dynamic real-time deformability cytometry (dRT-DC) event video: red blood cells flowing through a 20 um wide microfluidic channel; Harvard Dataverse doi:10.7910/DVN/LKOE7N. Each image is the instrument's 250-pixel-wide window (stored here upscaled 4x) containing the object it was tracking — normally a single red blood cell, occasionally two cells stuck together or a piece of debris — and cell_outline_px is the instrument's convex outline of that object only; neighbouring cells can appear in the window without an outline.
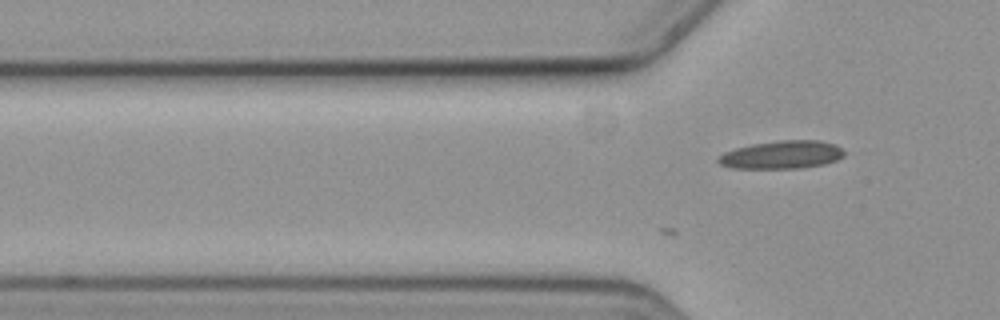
{"species": "common noctule bat (a hibernating species)", "species_latin": "Nyctalus noctula", "temperature_condition": "cold", "stored_images_in_passage": 8, "camera_frame_rate_fps": 3000, "um_per_image_px": 0.085, "animal": {"sex": "female", "body_mass_g": 19.3, "forearm_length_mm": 54.1}, "frame": {"image": 1, "passage_image": 8, "time_ms": 2.333, "image_size_px": [1000, 320], "cell_outline_px": [[844, 156], [836, 160], [824, 164], [800, 168], [732, 168], [720, 164], [716, 160], [724, 152], [736, 148], [752, 144], [780, 140], [820, 140], [836, 144], [844, 152]], "centroid_in_image_um": [66.46, 13.15], "position_along_channel_um": 59.3, "area_um2": 20.52}}